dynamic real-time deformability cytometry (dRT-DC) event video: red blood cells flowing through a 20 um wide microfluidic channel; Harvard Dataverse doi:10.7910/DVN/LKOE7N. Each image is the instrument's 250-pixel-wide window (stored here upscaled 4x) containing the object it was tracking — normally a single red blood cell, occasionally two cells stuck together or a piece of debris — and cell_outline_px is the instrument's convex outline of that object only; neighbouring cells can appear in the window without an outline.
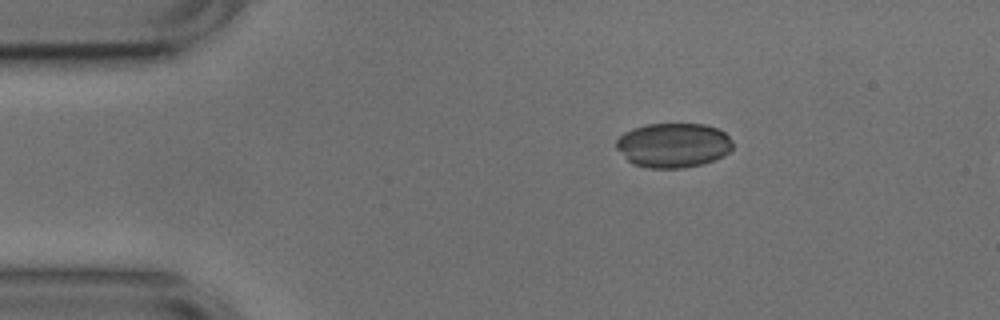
{"species": "common noctule bat (a hibernating species)", "species_latin": "Nyctalus noctula", "temperature_condition": "cold", "stored_images_in_passage": 7, "camera_frame_rate_fps": 3000, "um_per_image_px": 0.085, "animal": {"sex": "male", "body_mass_g": 17.9, "forearm_length_mm": 54.2}, "frame": {"image": 1, "passage_image": 1, "time_ms": 0.0, "image_size_px": [1000, 320], "cell_outline_px": [[732, 148], [724, 156], [704, 164], [684, 168], [648, 168], [632, 164], [616, 148], [616, 140], [624, 132], [632, 128], [648, 124], [704, 124], [716, 128], [724, 132], [732, 140]], "centroid_in_image_um": [57.23, 12.35], "position_along_channel_um": 27.8, "area_um2": 30.4}}